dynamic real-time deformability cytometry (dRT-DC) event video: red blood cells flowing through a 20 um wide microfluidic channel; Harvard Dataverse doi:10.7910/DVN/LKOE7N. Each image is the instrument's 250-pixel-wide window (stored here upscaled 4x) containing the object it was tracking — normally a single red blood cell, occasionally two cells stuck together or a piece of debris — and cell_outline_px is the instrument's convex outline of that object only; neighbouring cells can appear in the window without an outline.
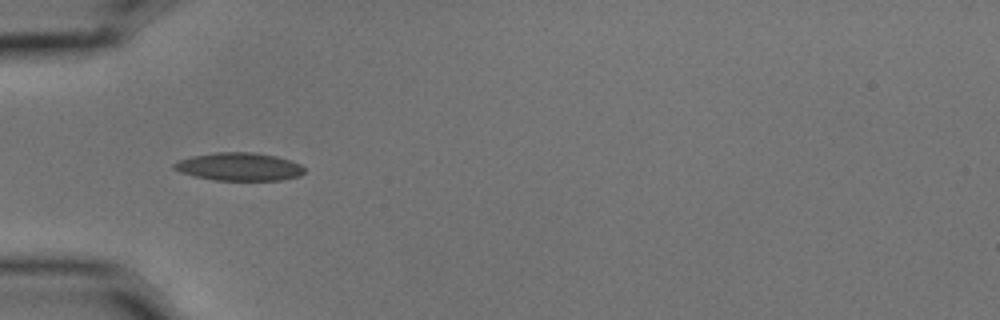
{"species": "common noctule bat (a hibernating species)", "species_latin": "Nyctalus noctula", "temperature_condition": "cold", "stored_images_in_passage": 39, "camera_frame_rate_fps": 3000, "um_per_image_px": 0.085, "animal": {"sex": "male", "body_mass_g": 15.6}, "frame": {"image": 1, "passage_image": 1, "time_ms": 0.0, "image_size_px": [1000, 320], "cell_outline_px": [[304, 172], [300, 176], [284, 180], [212, 180], [180, 172], [172, 168], [172, 164], [176, 160], [192, 156], [216, 152], [252, 152], [276, 156], [292, 160], [300, 164], [304, 168]], "centroid_in_image_um": [20.32, 14.17], "position_along_channel_um": 64.7, "area_um2": 21.44}}
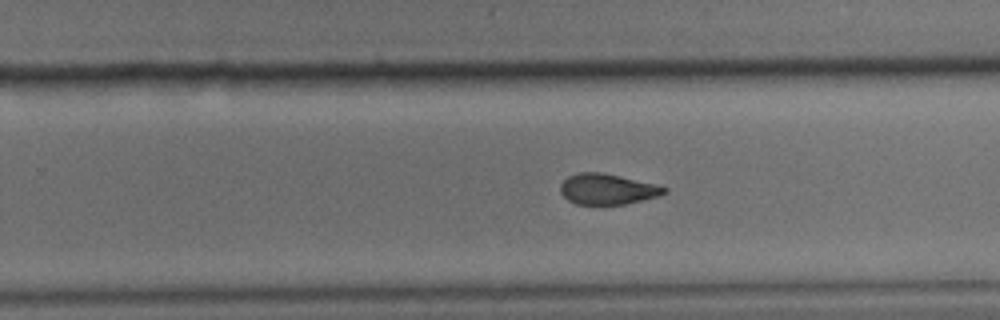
{"frame": {"image": 2, "passage_image": 19, "time_ms": 6.0, "image_size_px": [1000, 320], "cell_outline_px": [[668, 192], [656, 196], [624, 204], [576, 204], [568, 200], [560, 192], [560, 184], [568, 176], [580, 172], [604, 172], [656, 184], [668, 188]], "centroid_in_image_um": [51.61, 16.06], "position_along_channel_um": 278.2, "area_um2": 18.5}}
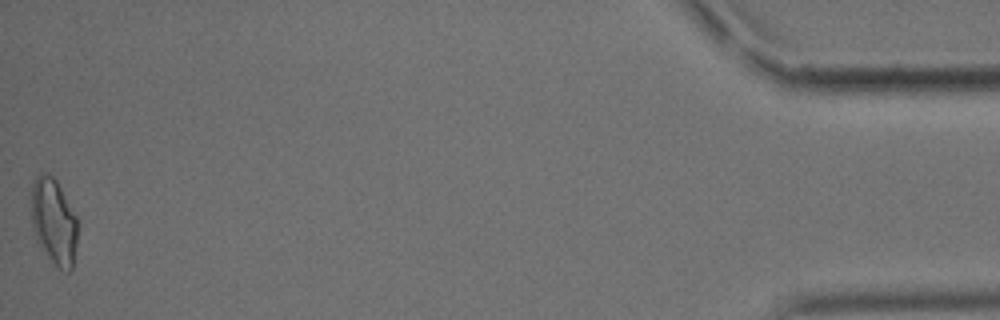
{"frame": {"image": 3, "passage_image": 39, "time_ms": 12.667, "image_size_px": [1000, 320], "cell_outline_px": [[80, 224], [72, 268], [68, 272], [60, 268], [52, 260], [36, 240], [32, 228], [32, 180], [40, 172], [48, 172], [56, 180], [80, 220]], "centroid_in_image_um": [4.61, 18.77], "position_along_channel_um": 430.6, "area_um2": 23.58}, "authors_computed_cell_mechanics": {"area_um2": 19.8254, "velocity_mm_per_s": 3.5918, "shape_relaxation_time_tau1_ms": 7.8449, "shape_relaxation_time_tau2_ms": 2.5249, "deformation_change_tau1": 0.18, "deformation_change_tau2": 0.0834}}